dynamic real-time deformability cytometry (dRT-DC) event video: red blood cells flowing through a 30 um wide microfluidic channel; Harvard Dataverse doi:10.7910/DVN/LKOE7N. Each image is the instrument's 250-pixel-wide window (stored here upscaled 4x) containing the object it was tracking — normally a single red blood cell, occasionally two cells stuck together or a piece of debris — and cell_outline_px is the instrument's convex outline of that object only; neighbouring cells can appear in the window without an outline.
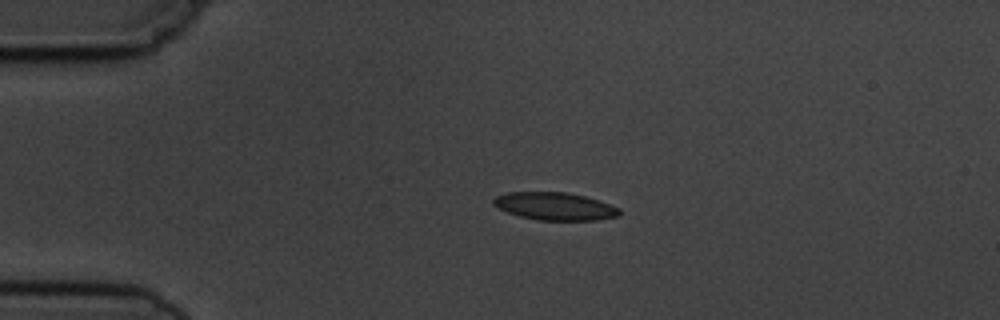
{"species": "common noctule bat (a hibernating species)", "species_latin": "Nyctalus noctula", "temperature_condition": "cold", "stored_images_in_passage": 4, "camera_frame_rate_fps": 3000, "um_per_image_px": 0.085, "animal": {"sex": "male", "body_mass_g": 19.5, "forearm_length_mm": 54.6}, "frame": {"image": 1, "passage_image": 3, "time_ms": 2.333, "image_size_px": [1000, 320], "cell_outline_px": [[620, 216], [600, 220], [540, 220], [520, 216], [496, 208], [492, 204], [492, 200], [496, 196], [508, 192], [568, 192], [584, 196], [620, 208]], "centroid_in_image_um": [47.15, 17.53], "position_along_channel_um": 37.9, "area_um2": 20.35}}